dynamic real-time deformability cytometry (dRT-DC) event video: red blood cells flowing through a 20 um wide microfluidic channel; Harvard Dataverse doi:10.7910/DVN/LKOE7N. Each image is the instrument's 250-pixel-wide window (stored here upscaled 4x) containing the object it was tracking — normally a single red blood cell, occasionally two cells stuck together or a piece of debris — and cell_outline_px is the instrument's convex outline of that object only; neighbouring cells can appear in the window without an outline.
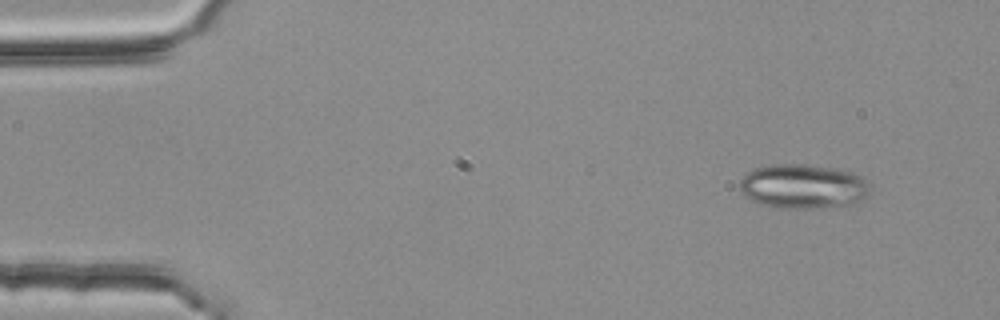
{"species": "common noctule bat (a hibernating species)", "species_latin": "Nyctalus noctula", "temperature_condition": "room temperature", "stored_images_in_passage": 3, "camera_frame_rate_fps": 3000, "um_per_image_px": 0.085, "animal": {"sex": "female", "body_mass_g": 25.1}, "frame": {"image": 1, "passage_image": 1, "time_ms": 0.0, "image_size_px": [1000, 320], "cell_outline_px": [[872, 188], [868, 196], [860, 200], [848, 204], [820, 208], [776, 208], [760, 204], [748, 200], [740, 192], [740, 180], [748, 172], [756, 168], [772, 164], [796, 164], [832, 168], [852, 172], [860, 176], [872, 184]], "centroid_in_image_um": [68.26, 15.86], "position_along_channel_um": 16.7, "area_um2": 33.93}}